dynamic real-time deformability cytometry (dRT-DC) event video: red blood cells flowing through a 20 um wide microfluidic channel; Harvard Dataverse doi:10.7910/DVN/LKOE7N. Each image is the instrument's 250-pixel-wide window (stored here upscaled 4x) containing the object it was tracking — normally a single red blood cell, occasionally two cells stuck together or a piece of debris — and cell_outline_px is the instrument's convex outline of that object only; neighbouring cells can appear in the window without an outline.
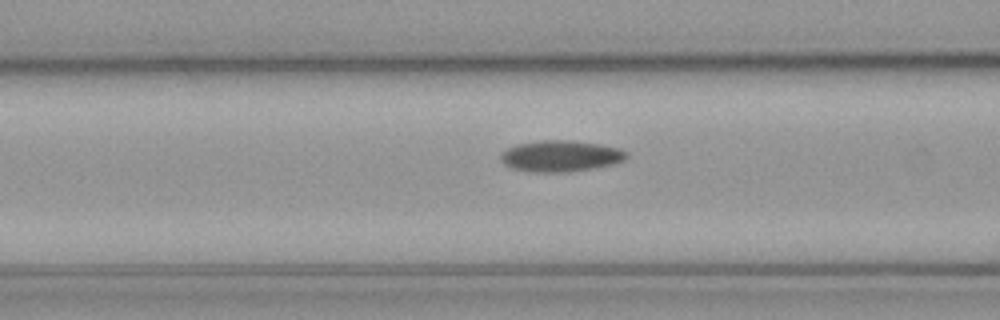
{"species": "common noctule bat (a hibernating species)", "species_latin": "Nyctalus noctula", "temperature_condition": "cold", "stored_images_in_passage": 13, "camera_frame_rate_fps": 3000, "um_per_image_px": 0.085, "animal": {"sex": "male", "body_mass_g": 23.1, "forearm_length_mm": 52.7}, "frame": {"image": 1, "passage_image": 11, "time_ms": 3.333, "image_size_px": [1000, 320], "cell_outline_px": [[628, 156], [624, 160], [612, 164], [568, 172], [528, 172], [512, 168], [504, 164], [500, 160], [500, 156], [508, 148], [516, 144], [544, 140], [568, 140], [600, 144], [620, 148], [628, 152]], "centroid_in_image_um": [47.65, 13.26], "position_along_channel_um": 119.0, "area_um2": 22.83}}